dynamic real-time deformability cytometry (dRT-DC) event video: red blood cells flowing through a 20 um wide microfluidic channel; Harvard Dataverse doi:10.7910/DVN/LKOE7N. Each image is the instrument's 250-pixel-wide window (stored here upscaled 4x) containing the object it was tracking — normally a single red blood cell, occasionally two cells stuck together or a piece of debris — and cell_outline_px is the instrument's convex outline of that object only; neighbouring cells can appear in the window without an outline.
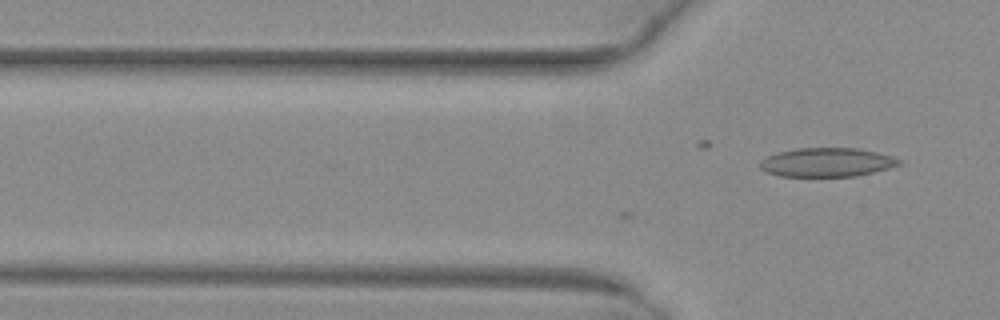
{"species": "common noctule bat (a hibernating species)", "species_latin": "Nyctalus noctula", "temperature_condition": "warm", "stored_images_in_passage": 2, "camera_frame_rate_fps": 3000, "um_per_image_px": 0.085, "animal": {"sex": "female", "body_mass_g": 29.2, "forearm_length_mm": 56.3}, "frame": {"image": 1, "passage_image": 2, "time_ms": 0.333, "image_size_px": [1000, 320], "cell_outline_px": [[904, 160], [900, 164], [888, 168], [856, 176], [780, 176], [768, 172], [760, 168], [760, 160], [776, 152], [800, 148], [856, 148], [876, 152]], "centroid_in_image_um": [70.28, 13.79], "position_along_channel_um": 55.5, "area_um2": 23.24}}